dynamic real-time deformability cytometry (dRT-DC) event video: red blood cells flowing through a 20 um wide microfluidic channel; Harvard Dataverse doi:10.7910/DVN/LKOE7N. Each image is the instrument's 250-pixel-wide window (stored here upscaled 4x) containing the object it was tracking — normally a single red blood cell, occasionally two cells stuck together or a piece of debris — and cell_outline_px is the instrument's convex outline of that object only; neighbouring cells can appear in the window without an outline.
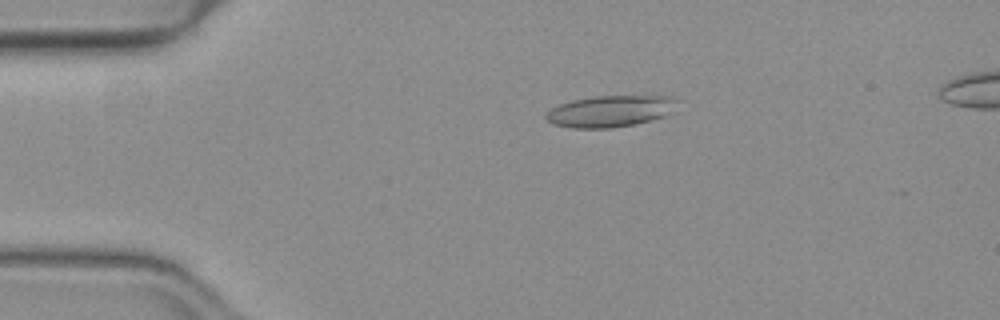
{"species": "common noctule bat (a hibernating species)", "species_latin": "Nyctalus noctula", "temperature_condition": "warm", "stored_images_in_passage": 6, "camera_frame_rate_fps": 3000, "um_per_image_px": 0.085, "animal": {"sex": "female", "body_mass_g": 19.3, "forearm_length_mm": 54.1}, "frame": {"image": 1, "passage_image": 4, "time_ms": 1.0, "image_size_px": [1000, 320], "cell_outline_px": [[672, 100], [664, 116], [652, 120], [636, 124], [612, 128], [572, 128], [552, 124], [544, 116], [552, 108], [560, 104], [572, 100], [592, 96], [672, 96]], "centroid_in_image_um": [51.73, 9.47], "position_along_channel_um": 33.3, "area_um2": 23.47}}